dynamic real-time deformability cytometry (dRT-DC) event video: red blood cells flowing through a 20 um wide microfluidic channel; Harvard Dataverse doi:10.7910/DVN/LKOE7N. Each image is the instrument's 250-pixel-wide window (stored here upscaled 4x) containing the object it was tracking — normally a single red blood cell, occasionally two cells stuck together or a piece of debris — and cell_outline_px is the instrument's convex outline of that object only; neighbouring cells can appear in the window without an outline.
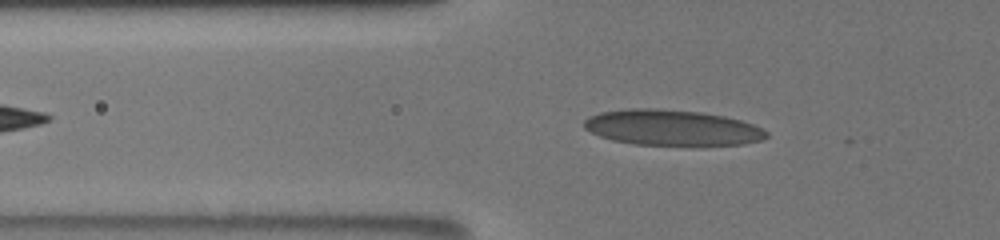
{"species": "human", "species_latin": "Homo sapiens", "temperature_condition": "room temperature", "stored_images_in_passage": 57, "camera_frame_rate_fps": 3000, "um_per_image_px": 0.085, "donor": {"sex": "male"}, "frame": {"image": 1, "passage_image": 14, "time_ms": 3.0, "image_size_px": [1000, 240], "cell_outline_px": [[768, 136], [760, 140], [744, 144], [700, 148], [632, 144], [612, 140], [600, 136], [584, 128], [584, 120], [588, 116], [600, 112], [628, 108], [648, 108], [700, 112], [724, 116], [740, 120], [752, 124], [768, 132]], "centroid_in_image_um": [57.14, 10.9], "position_along_channel_um": 68.7, "area_um2": 39.02}}
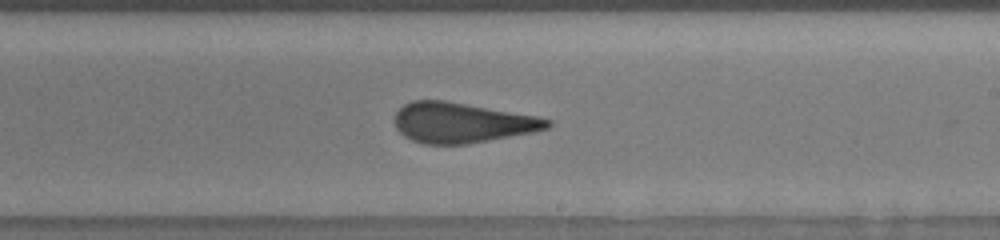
{"frame": {"image": 2, "passage_image": 34, "time_ms": 8.0, "image_size_px": [1000, 240], "cell_outline_px": [[552, 124], [548, 128], [532, 132], [464, 144], [424, 144], [412, 140], [404, 136], [396, 128], [396, 112], [404, 104], [412, 100], [444, 100], [540, 116], [552, 120]], "centroid_in_image_um": [39.27, 10.41], "position_along_channel_um": 249.7, "area_um2": 35.6}}
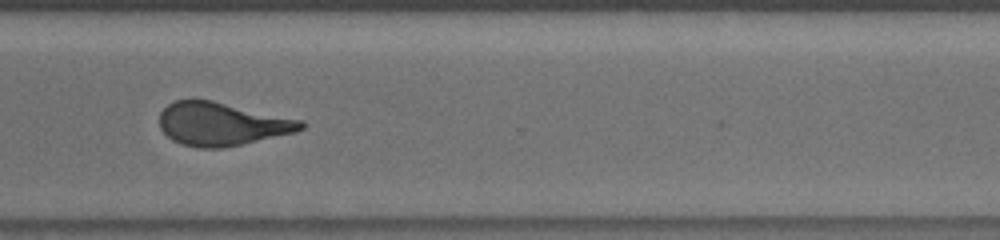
{"frame": {"image": 3, "passage_image": 56, "time_ms": 10.667, "image_size_px": [1000, 240], "cell_outline_px": [[308, 124], [304, 128], [296, 132], [240, 144], [220, 148], [196, 148], [180, 144], [172, 140], [160, 128], [160, 112], [168, 104], [176, 100], [192, 96], [212, 100], [304, 120]], "centroid_in_image_um": [18.84, 10.5], "position_along_channel_um": 351.8, "area_um2": 36.18}}